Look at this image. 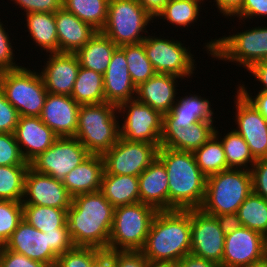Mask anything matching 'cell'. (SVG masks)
I'll return each instance as SVG.
<instances>
[{"instance_id": "44", "label": "cell", "mask_w": 267, "mask_h": 267, "mask_svg": "<svg viewBox=\"0 0 267 267\" xmlns=\"http://www.w3.org/2000/svg\"><path fill=\"white\" fill-rule=\"evenodd\" d=\"M6 25L2 23L0 19V71H7V70H15L17 68H20L21 64L17 63V58H15L18 55H15L14 52L19 51L18 48H14L12 43L14 39L12 38L11 40V35L12 33L8 34L10 31H7L8 28H5L4 26ZM7 29V30H6ZM7 31V32H6ZM10 35V36H9ZM15 49V50H14ZM16 59V60H15Z\"/></svg>"}, {"instance_id": "13", "label": "cell", "mask_w": 267, "mask_h": 267, "mask_svg": "<svg viewBox=\"0 0 267 267\" xmlns=\"http://www.w3.org/2000/svg\"><path fill=\"white\" fill-rule=\"evenodd\" d=\"M160 145L119 140L102 156L104 171L113 175L138 177L156 158Z\"/></svg>"}, {"instance_id": "30", "label": "cell", "mask_w": 267, "mask_h": 267, "mask_svg": "<svg viewBox=\"0 0 267 267\" xmlns=\"http://www.w3.org/2000/svg\"><path fill=\"white\" fill-rule=\"evenodd\" d=\"M100 192L115 208L140 202L138 177L132 175H113L104 171Z\"/></svg>"}, {"instance_id": "32", "label": "cell", "mask_w": 267, "mask_h": 267, "mask_svg": "<svg viewBox=\"0 0 267 267\" xmlns=\"http://www.w3.org/2000/svg\"><path fill=\"white\" fill-rule=\"evenodd\" d=\"M204 2V0H169L154 20L156 22L157 20L167 21L177 30L178 27L187 29L192 26L195 28L194 26L200 21L199 17L204 18L200 16L202 10L206 11Z\"/></svg>"}, {"instance_id": "40", "label": "cell", "mask_w": 267, "mask_h": 267, "mask_svg": "<svg viewBox=\"0 0 267 267\" xmlns=\"http://www.w3.org/2000/svg\"><path fill=\"white\" fill-rule=\"evenodd\" d=\"M120 48L125 53L129 74L136 87L156 74L147 58L143 43L123 45Z\"/></svg>"}, {"instance_id": "56", "label": "cell", "mask_w": 267, "mask_h": 267, "mask_svg": "<svg viewBox=\"0 0 267 267\" xmlns=\"http://www.w3.org/2000/svg\"><path fill=\"white\" fill-rule=\"evenodd\" d=\"M141 6L155 18L169 0H138Z\"/></svg>"}, {"instance_id": "55", "label": "cell", "mask_w": 267, "mask_h": 267, "mask_svg": "<svg viewBox=\"0 0 267 267\" xmlns=\"http://www.w3.org/2000/svg\"><path fill=\"white\" fill-rule=\"evenodd\" d=\"M176 267H220L213 261L202 259L191 254L186 255L182 260L176 262Z\"/></svg>"}, {"instance_id": "5", "label": "cell", "mask_w": 267, "mask_h": 267, "mask_svg": "<svg viewBox=\"0 0 267 267\" xmlns=\"http://www.w3.org/2000/svg\"><path fill=\"white\" fill-rule=\"evenodd\" d=\"M251 192L250 170H224L206 178L205 198L200 209L206 214L231 221Z\"/></svg>"}, {"instance_id": "58", "label": "cell", "mask_w": 267, "mask_h": 267, "mask_svg": "<svg viewBox=\"0 0 267 267\" xmlns=\"http://www.w3.org/2000/svg\"><path fill=\"white\" fill-rule=\"evenodd\" d=\"M147 267H176V262L149 261Z\"/></svg>"}, {"instance_id": "25", "label": "cell", "mask_w": 267, "mask_h": 267, "mask_svg": "<svg viewBox=\"0 0 267 267\" xmlns=\"http://www.w3.org/2000/svg\"><path fill=\"white\" fill-rule=\"evenodd\" d=\"M138 182L140 202L157 211H169L168 176L158 158L138 176Z\"/></svg>"}, {"instance_id": "49", "label": "cell", "mask_w": 267, "mask_h": 267, "mask_svg": "<svg viewBox=\"0 0 267 267\" xmlns=\"http://www.w3.org/2000/svg\"><path fill=\"white\" fill-rule=\"evenodd\" d=\"M16 7L24 11L22 14L32 12L55 13L62 7V0H10Z\"/></svg>"}, {"instance_id": "52", "label": "cell", "mask_w": 267, "mask_h": 267, "mask_svg": "<svg viewBox=\"0 0 267 267\" xmlns=\"http://www.w3.org/2000/svg\"><path fill=\"white\" fill-rule=\"evenodd\" d=\"M242 80L237 82L238 87H236L249 101L250 103L261 113V115L266 119L267 121V93L264 92H253L250 93L251 90H248V88L245 86V83L242 82ZM252 94V95H251Z\"/></svg>"}, {"instance_id": "2", "label": "cell", "mask_w": 267, "mask_h": 267, "mask_svg": "<svg viewBox=\"0 0 267 267\" xmlns=\"http://www.w3.org/2000/svg\"><path fill=\"white\" fill-rule=\"evenodd\" d=\"M157 158L168 176L169 210L200 209L207 177L198 167L194 153L160 147Z\"/></svg>"}, {"instance_id": "18", "label": "cell", "mask_w": 267, "mask_h": 267, "mask_svg": "<svg viewBox=\"0 0 267 267\" xmlns=\"http://www.w3.org/2000/svg\"><path fill=\"white\" fill-rule=\"evenodd\" d=\"M39 70L48 93L71 96L80 62L75 53H47Z\"/></svg>"}, {"instance_id": "16", "label": "cell", "mask_w": 267, "mask_h": 267, "mask_svg": "<svg viewBox=\"0 0 267 267\" xmlns=\"http://www.w3.org/2000/svg\"><path fill=\"white\" fill-rule=\"evenodd\" d=\"M233 120L239 133L255 159L267 158V121L250 101L235 88Z\"/></svg>"}, {"instance_id": "11", "label": "cell", "mask_w": 267, "mask_h": 267, "mask_svg": "<svg viewBox=\"0 0 267 267\" xmlns=\"http://www.w3.org/2000/svg\"><path fill=\"white\" fill-rule=\"evenodd\" d=\"M120 137L129 141L160 145L163 115L136 99L117 106Z\"/></svg>"}, {"instance_id": "37", "label": "cell", "mask_w": 267, "mask_h": 267, "mask_svg": "<svg viewBox=\"0 0 267 267\" xmlns=\"http://www.w3.org/2000/svg\"><path fill=\"white\" fill-rule=\"evenodd\" d=\"M67 210L50 206L23 205V219L45 233L56 231L67 223Z\"/></svg>"}, {"instance_id": "26", "label": "cell", "mask_w": 267, "mask_h": 267, "mask_svg": "<svg viewBox=\"0 0 267 267\" xmlns=\"http://www.w3.org/2000/svg\"><path fill=\"white\" fill-rule=\"evenodd\" d=\"M55 22L59 53H76L97 32L64 7L55 12Z\"/></svg>"}, {"instance_id": "39", "label": "cell", "mask_w": 267, "mask_h": 267, "mask_svg": "<svg viewBox=\"0 0 267 267\" xmlns=\"http://www.w3.org/2000/svg\"><path fill=\"white\" fill-rule=\"evenodd\" d=\"M30 165L0 166V200L22 202Z\"/></svg>"}, {"instance_id": "27", "label": "cell", "mask_w": 267, "mask_h": 267, "mask_svg": "<svg viewBox=\"0 0 267 267\" xmlns=\"http://www.w3.org/2000/svg\"><path fill=\"white\" fill-rule=\"evenodd\" d=\"M215 128V123L210 121H200L186 128L162 126L160 147L194 152L211 138Z\"/></svg>"}, {"instance_id": "3", "label": "cell", "mask_w": 267, "mask_h": 267, "mask_svg": "<svg viewBox=\"0 0 267 267\" xmlns=\"http://www.w3.org/2000/svg\"><path fill=\"white\" fill-rule=\"evenodd\" d=\"M191 250V209L158 211L141 252L149 261L179 262Z\"/></svg>"}, {"instance_id": "24", "label": "cell", "mask_w": 267, "mask_h": 267, "mask_svg": "<svg viewBox=\"0 0 267 267\" xmlns=\"http://www.w3.org/2000/svg\"><path fill=\"white\" fill-rule=\"evenodd\" d=\"M127 66L124 51L117 47L103 75L105 102L118 106L135 99L136 86L131 80Z\"/></svg>"}, {"instance_id": "50", "label": "cell", "mask_w": 267, "mask_h": 267, "mask_svg": "<svg viewBox=\"0 0 267 267\" xmlns=\"http://www.w3.org/2000/svg\"><path fill=\"white\" fill-rule=\"evenodd\" d=\"M250 171L252 191L267 199V158L256 159Z\"/></svg>"}, {"instance_id": "10", "label": "cell", "mask_w": 267, "mask_h": 267, "mask_svg": "<svg viewBox=\"0 0 267 267\" xmlns=\"http://www.w3.org/2000/svg\"><path fill=\"white\" fill-rule=\"evenodd\" d=\"M155 35V36H152ZM155 33L148 34L142 41L147 58L151 62L156 73L175 75L183 80H188L197 74L195 55L190 47L173 36L171 38L158 36ZM176 39V40H175ZM185 44V46H184ZM195 58V59H194ZM195 74V75H194ZM187 78V79H186Z\"/></svg>"}, {"instance_id": "42", "label": "cell", "mask_w": 267, "mask_h": 267, "mask_svg": "<svg viewBox=\"0 0 267 267\" xmlns=\"http://www.w3.org/2000/svg\"><path fill=\"white\" fill-rule=\"evenodd\" d=\"M102 251L94 247L74 246L58 256L54 267H91L92 261Z\"/></svg>"}, {"instance_id": "57", "label": "cell", "mask_w": 267, "mask_h": 267, "mask_svg": "<svg viewBox=\"0 0 267 267\" xmlns=\"http://www.w3.org/2000/svg\"><path fill=\"white\" fill-rule=\"evenodd\" d=\"M91 267H116L114 255L108 250H103L92 261Z\"/></svg>"}, {"instance_id": "38", "label": "cell", "mask_w": 267, "mask_h": 267, "mask_svg": "<svg viewBox=\"0 0 267 267\" xmlns=\"http://www.w3.org/2000/svg\"><path fill=\"white\" fill-rule=\"evenodd\" d=\"M193 153L198 167L206 177L229 169L223 145L215 134Z\"/></svg>"}, {"instance_id": "19", "label": "cell", "mask_w": 267, "mask_h": 267, "mask_svg": "<svg viewBox=\"0 0 267 267\" xmlns=\"http://www.w3.org/2000/svg\"><path fill=\"white\" fill-rule=\"evenodd\" d=\"M79 108L71 96L48 93L39 117L58 137H74Z\"/></svg>"}, {"instance_id": "7", "label": "cell", "mask_w": 267, "mask_h": 267, "mask_svg": "<svg viewBox=\"0 0 267 267\" xmlns=\"http://www.w3.org/2000/svg\"><path fill=\"white\" fill-rule=\"evenodd\" d=\"M33 68L23 65L0 75V90L20 116L39 117L48 94L39 69Z\"/></svg>"}, {"instance_id": "4", "label": "cell", "mask_w": 267, "mask_h": 267, "mask_svg": "<svg viewBox=\"0 0 267 267\" xmlns=\"http://www.w3.org/2000/svg\"><path fill=\"white\" fill-rule=\"evenodd\" d=\"M263 25L252 28L249 25L237 32L231 30L233 34L228 32L230 35L203 42L202 49L214 60L235 63L247 70L255 63L267 60V26Z\"/></svg>"}, {"instance_id": "35", "label": "cell", "mask_w": 267, "mask_h": 267, "mask_svg": "<svg viewBox=\"0 0 267 267\" xmlns=\"http://www.w3.org/2000/svg\"><path fill=\"white\" fill-rule=\"evenodd\" d=\"M71 97L80 105L104 103L103 75L80 66Z\"/></svg>"}, {"instance_id": "8", "label": "cell", "mask_w": 267, "mask_h": 267, "mask_svg": "<svg viewBox=\"0 0 267 267\" xmlns=\"http://www.w3.org/2000/svg\"><path fill=\"white\" fill-rule=\"evenodd\" d=\"M154 18L138 0H109L107 21L101 32L118 47L139 44L147 37Z\"/></svg>"}, {"instance_id": "53", "label": "cell", "mask_w": 267, "mask_h": 267, "mask_svg": "<svg viewBox=\"0 0 267 267\" xmlns=\"http://www.w3.org/2000/svg\"><path fill=\"white\" fill-rule=\"evenodd\" d=\"M213 2H215L213 5L218 9L217 12L227 19H232L243 4V0H213Z\"/></svg>"}, {"instance_id": "41", "label": "cell", "mask_w": 267, "mask_h": 267, "mask_svg": "<svg viewBox=\"0 0 267 267\" xmlns=\"http://www.w3.org/2000/svg\"><path fill=\"white\" fill-rule=\"evenodd\" d=\"M22 220V202L0 200V247L7 243Z\"/></svg>"}, {"instance_id": "1", "label": "cell", "mask_w": 267, "mask_h": 267, "mask_svg": "<svg viewBox=\"0 0 267 267\" xmlns=\"http://www.w3.org/2000/svg\"><path fill=\"white\" fill-rule=\"evenodd\" d=\"M115 207L100 191L76 195L67 210L74 246L108 250Z\"/></svg>"}, {"instance_id": "45", "label": "cell", "mask_w": 267, "mask_h": 267, "mask_svg": "<svg viewBox=\"0 0 267 267\" xmlns=\"http://www.w3.org/2000/svg\"><path fill=\"white\" fill-rule=\"evenodd\" d=\"M233 17V19L238 18L239 21L237 22L242 24L249 21L251 22V20L255 22L257 18V25L259 24V20L261 24L263 23L261 21H263L265 17L267 19V0H243L241 9Z\"/></svg>"}, {"instance_id": "48", "label": "cell", "mask_w": 267, "mask_h": 267, "mask_svg": "<svg viewBox=\"0 0 267 267\" xmlns=\"http://www.w3.org/2000/svg\"><path fill=\"white\" fill-rule=\"evenodd\" d=\"M45 233L48 235L50 249L57 256L74 247L67 223L61 228H56V231H46Z\"/></svg>"}, {"instance_id": "21", "label": "cell", "mask_w": 267, "mask_h": 267, "mask_svg": "<svg viewBox=\"0 0 267 267\" xmlns=\"http://www.w3.org/2000/svg\"><path fill=\"white\" fill-rule=\"evenodd\" d=\"M185 93L184 96L178 94V98L171 110L163 114L162 126H181L186 128L200 121L217 122L215 121L216 117H214L217 113L214 112L212 100H208L205 96L202 97L199 93L196 94V91L192 92L193 94L191 92Z\"/></svg>"}, {"instance_id": "47", "label": "cell", "mask_w": 267, "mask_h": 267, "mask_svg": "<svg viewBox=\"0 0 267 267\" xmlns=\"http://www.w3.org/2000/svg\"><path fill=\"white\" fill-rule=\"evenodd\" d=\"M0 267H52L40 261L27 258L25 255L0 247Z\"/></svg>"}, {"instance_id": "23", "label": "cell", "mask_w": 267, "mask_h": 267, "mask_svg": "<svg viewBox=\"0 0 267 267\" xmlns=\"http://www.w3.org/2000/svg\"><path fill=\"white\" fill-rule=\"evenodd\" d=\"M178 79L183 80L175 75L156 73L136 87L135 99L149 105L162 115L166 114L171 110L181 91L177 89L180 86Z\"/></svg>"}, {"instance_id": "33", "label": "cell", "mask_w": 267, "mask_h": 267, "mask_svg": "<svg viewBox=\"0 0 267 267\" xmlns=\"http://www.w3.org/2000/svg\"><path fill=\"white\" fill-rule=\"evenodd\" d=\"M227 133L215 128V135L221 140L224 148L227 166L229 169H243L251 170L256 159L250 152L249 146L247 145L244 138L237 133L232 127ZM223 133V135H222Z\"/></svg>"}, {"instance_id": "6", "label": "cell", "mask_w": 267, "mask_h": 267, "mask_svg": "<svg viewBox=\"0 0 267 267\" xmlns=\"http://www.w3.org/2000/svg\"><path fill=\"white\" fill-rule=\"evenodd\" d=\"M117 106L108 102L80 105L75 134L90 154L103 155L120 138Z\"/></svg>"}, {"instance_id": "43", "label": "cell", "mask_w": 267, "mask_h": 267, "mask_svg": "<svg viewBox=\"0 0 267 267\" xmlns=\"http://www.w3.org/2000/svg\"><path fill=\"white\" fill-rule=\"evenodd\" d=\"M30 165L20 150L14 133H0V166Z\"/></svg>"}, {"instance_id": "9", "label": "cell", "mask_w": 267, "mask_h": 267, "mask_svg": "<svg viewBox=\"0 0 267 267\" xmlns=\"http://www.w3.org/2000/svg\"><path fill=\"white\" fill-rule=\"evenodd\" d=\"M157 212L142 202L116 207L108 250L141 251Z\"/></svg>"}, {"instance_id": "59", "label": "cell", "mask_w": 267, "mask_h": 267, "mask_svg": "<svg viewBox=\"0 0 267 267\" xmlns=\"http://www.w3.org/2000/svg\"><path fill=\"white\" fill-rule=\"evenodd\" d=\"M246 267H267V256L255 263H251L250 265L246 266Z\"/></svg>"}, {"instance_id": "20", "label": "cell", "mask_w": 267, "mask_h": 267, "mask_svg": "<svg viewBox=\"0 0 267 267\" xmlns=\"http://www.w3.org/2000/svg\"><path fill=\"white\" fill-rule=\"evenodd\" d=\"M4 246L8 250L52 267L55 266L58 258L49 247L48 235L28 224L24 219Z\"/></svg>"}, {"instance_id": "17", "label": "cell", "mask_w": 267, "mask_h": 267, "mask_svg": "<svg viewBox=\"0 0 267 267\" xmlns=\"http://www.w3.org/2000/svg\"><path fill=\"white\" fill-rule=\"evenodd\" d=\"M72 198L62 181L50 175L38 173L29 166L25 175L23 205L68 209Z\"/></svg>"}, {"instance_id": "54", "label": "cell", "mask_w": 267, "mask_h": 267, "mask_svg": "<svg viewBox=\"0 0 267 267\" xmlns=\"http://www.w3.org/2000/svg\"><path fill=\"white\" fill-rule=\"evenodd\" d=\"M248 74L253 76L254 81L260 82V89L257 92L267 93V60L255 63L249 69H247Z\"/></svg>"}, {"instance_id": "46", "label": "cell", "mask_w": 267, "mask_h": 267, "mask_svg": "<svg viewBox=\"0 0 267 267\" xmlns=\"http://www.w3.org/2000/svg\"><path fill=\"white\" fill-rule=\"evenodd\" d=\"M19 117L16 108L7 101L0 90V133H14Z\"/></svg>"}, {"instance_id": "12", "label": "cell", "mask_w": 267, "mask_h": 267, "mask_svg": "<svg viewBox=\"0 0 267 267\" xmlns=\"http://www.w3.org/2000/svg\"><path fill=\"white\" fill-rule=\"evenodd\" d=\"M230 220L191 209L190 254L213 261L222 267L225 233Z\"/></svg>"}, {"instance_id": "60", "label": "cell", "mask_w": 267, "mask_h": 267, "mask_svg": "<svg viewBox=\"0 0 267 267\" xmlns=\"http://www.w3.org/2000/svg\"><path fill=\"white\" fill-rule=\"evenodd\" d=\"M264 238H265V247H266V252H267V233L265 234Z\"/></svg>"}, {"instance_id": "34", "label": "cell", "mask_w": 267, "mask_h": 267, "mask_svg": "<svg viewBox=\"0 0 267 267\" xmlns=\"http://www.w3.org/2000/svg\"><path fill=\"white\" fill-rule=\"evenodd\" d=\"M231 221L265 236L267 233V199L252 191L239 206Z\"/></svg>"}, {"instance_id": "29", "label": "cell", "mask_w": 267, "mask_h": 267, "mask_svg": "<svg viewBox=\"0 0 267 267\" xmlns=\"http://www.w3.org/2000/svg\"><path fill=\"white\" fill-rule=\"evenodd\" d=\"M23 22L25 30L28 31V36L35 44V48H39L40 52L59 53V42L56 32L55 13L32 12L23 14ZM26 16V17H25ZM46 51V52H45Z\"/></svg>"}, {"instance_id": "15", "label": "cell", "mask_w": 267, "mask_h": 267, "mask_svg": "<svg viewBox=\"0 0 267 267\" xmlns=\"http://www.w3.org/2000/svg\"><path fill=\"white\" fill-rule=\"evenodd\" d=\"M267 256L264 235L228 222L225 233L222 267H246Z\"/></svg>"}, {"instance_id": "51", "label": "cell", "mask_w": 267, "mask_h": 267, "mask_svg": "<svg viewBox=\"0 0 267 267\" xmlns=\"http://www.w3.org/2000/svg\"><path fill=\"white\" fill-rule=\"evenodd\" d=\"M114 255L116 267H147L149 260L141 251L108 250Z\"/></svg>"}, {"instance_id": "14", "label": "cell", "mask_w": 267, "mask_h": 267, "mask_svg": "<svg viewBox=\"0 0 267 267\" xmlns=\"http://www.w3.org/2000/svg\"><path fill=\"white\" fill-rule=\"evenodd\" d=\"M89 155L77 138L58 137L46 151L30 162V167L38 173L63 181Z\"/></svg>"}, {"instance_id": "31", "label": "cell", "mask_w": 267, "mask_h": 267, "mask_svg": "<svg viewBox=\"0 0 267 267\" xmlns=\"http://www.w3.org/2000/svg\"><path fill=\"white\" fill-rule=\"evenodd\" d=\"M118 46L101 31L95 35L75 54L80 66L104 75L111 60V56Z\"/></svg>"}, {"instance_id": "28", "label": "cell", "mask_w": 267, "mask_h": 267, "mask_svg": "<svg viewBox=\"0 0 267 267\" xmlns=\"http://www.w3.org/2000/svg\"><path fill=\"white\" fill-rule=\"evenodd\" d=\"M103 173V156L90 154L65 176L62 183L72 197L96 192L100 191Z\"/></svg>"}, {"instance_id": "36", "label": "cell", "mask_w": 267, "mask_h": 267, "mask_svg": "<svg viewBox=\"0 0 267 267\" xmlns=\"http://www.w3.org/2000/svg\"><path fill=\"white\" fill-rule=\"evenodd\" d=\"M109 0H62V7L101 31L107 21Z\"/></svg>"}, {"instance_id": "22", "label": "cell", "mask_w": 267, "mask_h": 267, "mask_svg": "<svg viewBox=\"0 0 267 267\" xmlns=\"http://www.w3.org/2000/svg\"><path fill=\"white\" fill-rule=\"evenodd\" d=\"M24 159L30 163L58 138L40 117L20 116L14 131Z\"/></svg>"}]
</instances>
